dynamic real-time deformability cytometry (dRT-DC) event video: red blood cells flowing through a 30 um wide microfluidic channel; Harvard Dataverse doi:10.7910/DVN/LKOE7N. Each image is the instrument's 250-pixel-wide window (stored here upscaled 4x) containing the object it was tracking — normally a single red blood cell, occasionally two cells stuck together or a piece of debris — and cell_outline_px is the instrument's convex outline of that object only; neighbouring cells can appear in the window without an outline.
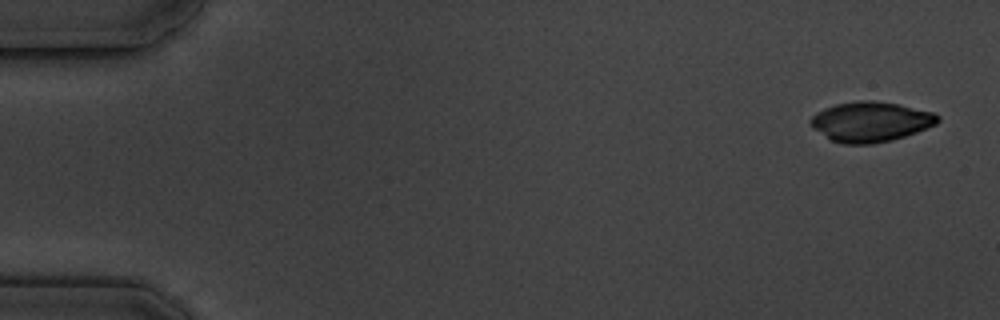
{"species": "common noctule bat (a hibernating species)", "species_latin": "Nyctalus noctula", "temperature_condition": "cold", "stored_images_in_passage": 5, "camera_frame_rate_fps": 3000, "um_per_image_px": 0.085, "animal": {"sex": "male", "body_mass_g": 19.5, "forearm_length_mm": 54.6}, "frame": {"image": 1, "passage_image": 1, "time_ms": 0.0, "image_size_px": [1000, 320], "cell_outline_px": [[940, 120], [936, 124], [916, 132], [892, 140], [872, 144], [844, 144], [832, 140], [812, 128], [808, 124], [808, 120], [816, 112], [824, 108], [836, 104], [860, 100], [872, 100], [900, 104], [936, 112], [940, 116]], "centroid_in_image_um": [74.0, 10.33], "position_along_channel_um": 11.0, "area_um2": 29.94}}